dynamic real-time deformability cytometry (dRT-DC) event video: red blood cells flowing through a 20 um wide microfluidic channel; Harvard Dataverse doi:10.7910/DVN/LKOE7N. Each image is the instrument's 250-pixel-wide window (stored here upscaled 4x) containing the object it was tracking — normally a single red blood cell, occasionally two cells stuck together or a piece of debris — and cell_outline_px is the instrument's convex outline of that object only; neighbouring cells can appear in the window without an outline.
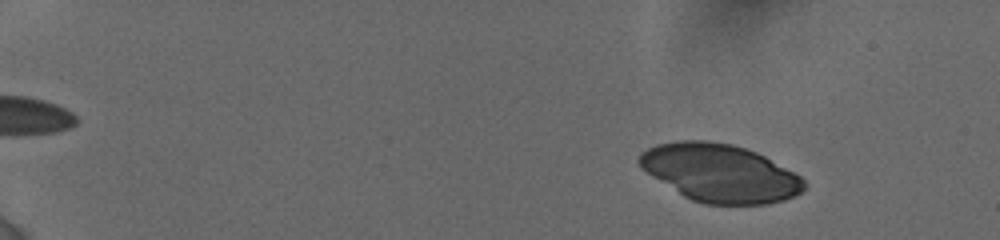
{"species": "human", "species_latin": "Homo sapiens", "temperature_condition": "cold", "stored_images_in_passage": 30, "camera_frame_rate_fps": 3000, "um_per_image_px": 0.085, "donor": {"sex": "female"}, "frame": {"image": 1, "passage_image": 7, "time_ms": 2.333, "image_size_px": [1000, 240], "cell_outline_px": [[808, 184], [800, 192], [784, 200], [764, 204], [708, 204], [692, 200], [684, 196], [652, 176], [640, 168], [636, 160], [640, 152], [656, 144], [680, 140], [708, 140], [732, 144], [756, 152], [764, 156], [800, 176]], "centroid_in_image_um": [61.15, 14.69], "position_along_channel_um": 23.8, "area_um2": 55.37}}